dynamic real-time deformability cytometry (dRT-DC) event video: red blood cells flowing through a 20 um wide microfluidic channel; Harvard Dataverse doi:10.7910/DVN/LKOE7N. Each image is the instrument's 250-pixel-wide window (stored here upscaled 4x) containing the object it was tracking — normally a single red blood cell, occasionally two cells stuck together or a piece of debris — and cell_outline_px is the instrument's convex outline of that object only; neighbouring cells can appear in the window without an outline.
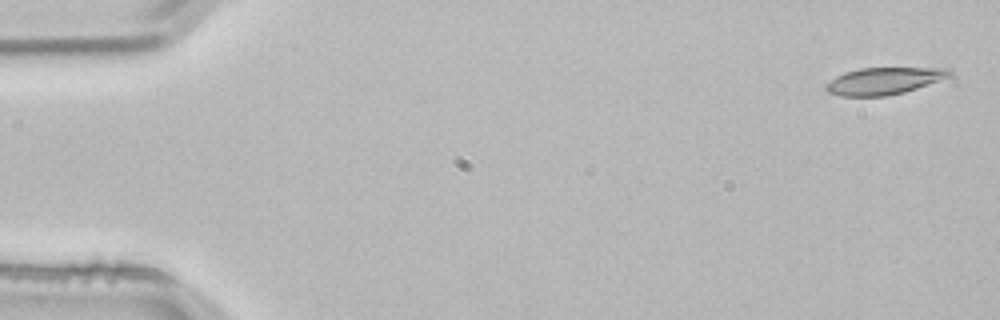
{"species": "common noctule bat (a hibernating species)", "species_latin": "Nyctalus noctula", "temperature_condition": "room temperature", "stored_images_in_passage": 2, "camera_frame_rate_fps": 3000, "um_per_image_px": 0.085, "animal": {"sex": "male", "body_mass_g": 21.5, "forearm_length_mm": 52.0}, "frame": {"image": 1, "passage_image": 1, "time_ms": 0.0, "image_size_px": [1000, 320], "cell_outline_px": [[952, 76], [904, 92], [888, 96], [840, 96], [828, 92], [824, 88], [824, 84], [836, 76], [844, 72], [860, 68], [948, 68], [952, 72]], "centroid_in_image_um": [75.1, 6.88], "position_along_channel_um": 9.9, "area_um2": 19.48}}